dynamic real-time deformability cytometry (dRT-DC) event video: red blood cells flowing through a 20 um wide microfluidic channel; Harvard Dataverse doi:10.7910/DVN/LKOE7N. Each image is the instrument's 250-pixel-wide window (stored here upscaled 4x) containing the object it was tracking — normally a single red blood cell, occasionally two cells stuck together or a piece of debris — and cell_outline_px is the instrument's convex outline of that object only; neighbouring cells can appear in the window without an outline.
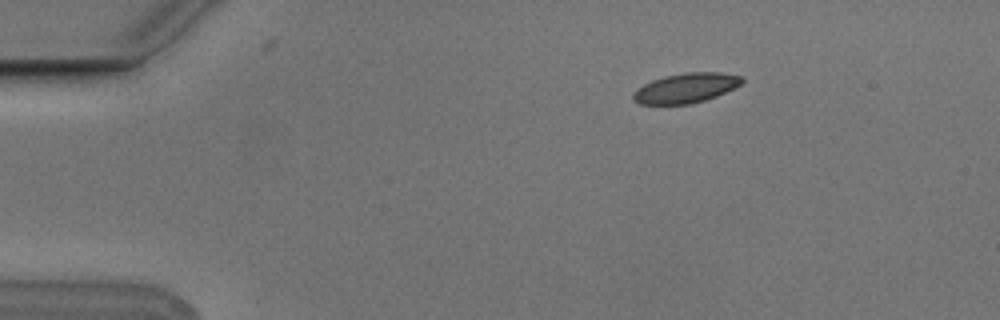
{"species": "Egyptian fruit bat (a non-hibernating species)", "species_latin": "Rousettus aegyptiacus", "temperature_condition": "cold", "stored_images_in_passage": 4, "camera_frame_rate_fps": 3000, "um_per_image_px": 0.085, "animal": {"sex": "male"}, "frame": {"image": 1, "passage_image": 3, "time_ms": 0.667, "image_size_px": [1000, 320], "cell_outline_px": [[744, 80], [740, 84], [716, 96], [692, 104], [640, 104], [632, 100], [632, 92], [636, 88], [652, 80], [664, 76], [684, 72], [720, 72], [744, 76]], "centroid_in_image_um": [58.26, 7.47], "position_along_channel_um": 26.7, "area_um2": 18.96}}